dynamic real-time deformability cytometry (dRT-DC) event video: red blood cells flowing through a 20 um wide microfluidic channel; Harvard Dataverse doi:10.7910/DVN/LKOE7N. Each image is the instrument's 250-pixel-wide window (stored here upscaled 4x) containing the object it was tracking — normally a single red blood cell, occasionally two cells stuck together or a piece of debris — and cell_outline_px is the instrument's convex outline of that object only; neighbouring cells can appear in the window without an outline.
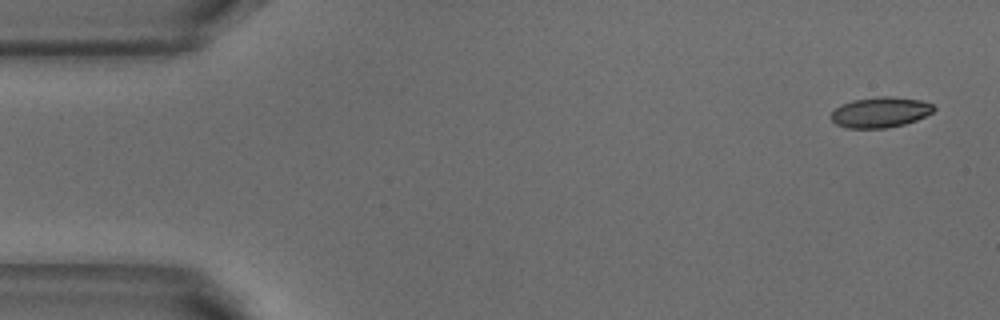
{"species": "common noctule bat (a hibernating species)", "species_latin": "Nyctalus noctula", "temperature_condition": "warm", "stored_images_in_passage": 5, "camera_frame_rate_fps": 3000, "um_per_image_px": 0.085, "animal": {"sex": "male", "body_mass_g": 18.8}, "frame": {"image": 1, "passage_image": 1, "time_ms": 0.0, "image_size_px": [1000, 320], "cell_outline_px": [[936, 108], [932, 112], [916, 120], [904, 124], [884, 128], [848, 128], [836, 124], [832, 120], [832, 112], [840, 104], [852, 100], [876, 96], [892, 96], [920, 100], [932, 104]], "centroid_in_image_um": [74.82, 9.53], "position_along_channel_um": 10.2, "area_um2": 18.21}}
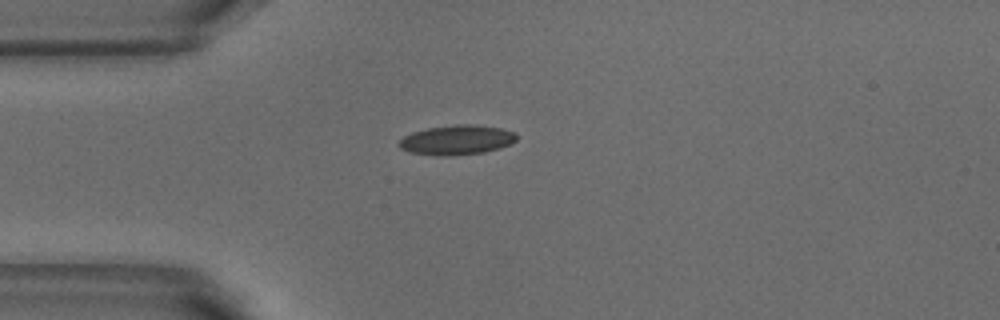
{"frame": {"image": 2, "passage_image": 4, "time_ms": 1.0, "image_size_px": [1000, 320], "cell_outline_px": [[516, 140], [512, 144], [500, 148], [484, 152], [448, 156], [440, 156], [408, 152], [400, 148], [396, 144], [404, 136], [412, 132], [428, 128], [456, 124], [476, 124], [500, 128], [516, 132]], "centroid_in_image_um": [38.82, 11.89], "position_along_channel_um": 46.2, "area_um2": 20.52}}